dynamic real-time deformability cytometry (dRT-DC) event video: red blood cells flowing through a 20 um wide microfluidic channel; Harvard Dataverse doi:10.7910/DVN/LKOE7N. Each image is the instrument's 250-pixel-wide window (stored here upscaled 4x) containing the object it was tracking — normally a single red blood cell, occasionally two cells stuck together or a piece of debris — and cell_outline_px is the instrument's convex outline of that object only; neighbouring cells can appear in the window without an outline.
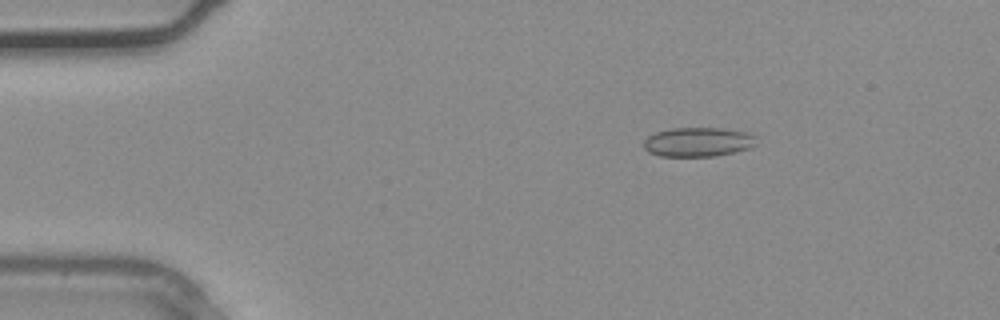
{"species": "common noctule bat (a hibernating species)", "species_latin": "Nyctalus noctula", "temperature_condition": "warm", "stored_images_in_passage": 31, "camera_frame_rate_fps": 3000, "um_per_image_px": 0.085, "animal": {"sex": "male", "body_mass_g": 20.4}, "frame": {"image": 1, "passage_image": 1, "time_ms": 0.0, "image_size_px": [1000, 320], "cell_outline_px": [[756, 144], [748, 148], [736, 152], [716, 156], [660, 156], [648, 152], [644, 148], [644, 140], [648, 136], [656, 132], [672, 128], [720, 128], [748, 132], [756, 136]], "centroid_in_image_um": [59.34, 12.07], "position_along_channel_um": 25.7, "area_um2": 19.31}}